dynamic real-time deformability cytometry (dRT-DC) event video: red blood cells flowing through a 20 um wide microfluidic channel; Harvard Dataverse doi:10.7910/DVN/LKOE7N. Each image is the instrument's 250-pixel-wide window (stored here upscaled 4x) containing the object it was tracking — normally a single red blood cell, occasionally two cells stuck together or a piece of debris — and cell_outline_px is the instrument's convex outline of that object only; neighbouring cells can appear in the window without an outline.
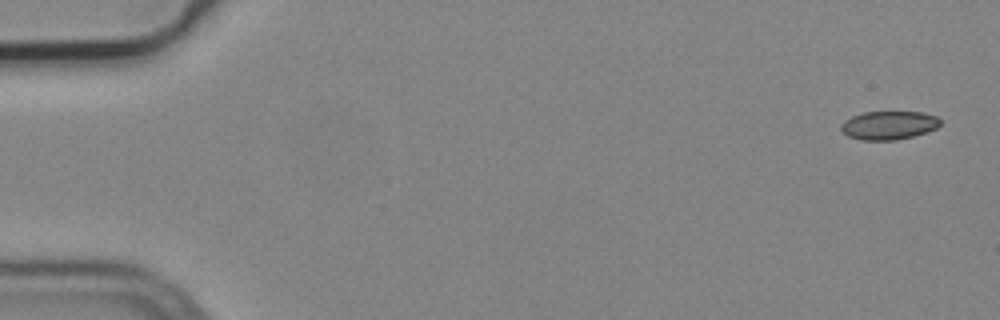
{"species": "common noctule bat (a hibernating species)", "species_latin": "Nyctalus noctula", "temperature_condition": "cold", "stored_images_in_passage": 5, "camera_frame_rate_fps": 3000, "um_per_image_px": 0.085, "animal": {"sex": "male", "body_mass_g": 19.2, "forearm_length_mm": 51.8}, "frame": {"image": 1, "passage_image": 1, "time_ms": 0.0, "image_size_px": [1000, 320], "cell_outline_px": [[940, 124], [936, 128], [928, 132], [896, 140], [860, 140], [848, 136], [840, 128], [840, 124], [844, 120], [852, 116], [864, 112], [920, 112], [936, 116], [940, 120]], "centroid_in_image_um": [75.52, 10.65], "position_along_channel_um": 9.5, "area_um2": 16.47}}
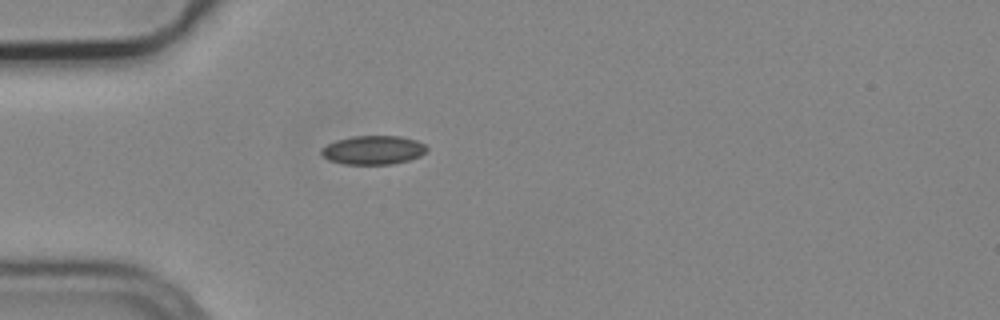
{"frame": {"image": 2, "passage_image": 5, "time_ms": 1.333, "image_size_px": [1000, 320], "cell_outline_px": [[428, 148], [420, 156], [408, 160], [392, 164], [344, 164], [328, 160], [320, 152], [320, 148], [336, 140], [352, 136], [400, 136], [416, 140], [424, 144]], "centroid_in_image_um": [31.7, 12.75], "position_along_channel_um": 53.3, "area_um2": 17.69}}